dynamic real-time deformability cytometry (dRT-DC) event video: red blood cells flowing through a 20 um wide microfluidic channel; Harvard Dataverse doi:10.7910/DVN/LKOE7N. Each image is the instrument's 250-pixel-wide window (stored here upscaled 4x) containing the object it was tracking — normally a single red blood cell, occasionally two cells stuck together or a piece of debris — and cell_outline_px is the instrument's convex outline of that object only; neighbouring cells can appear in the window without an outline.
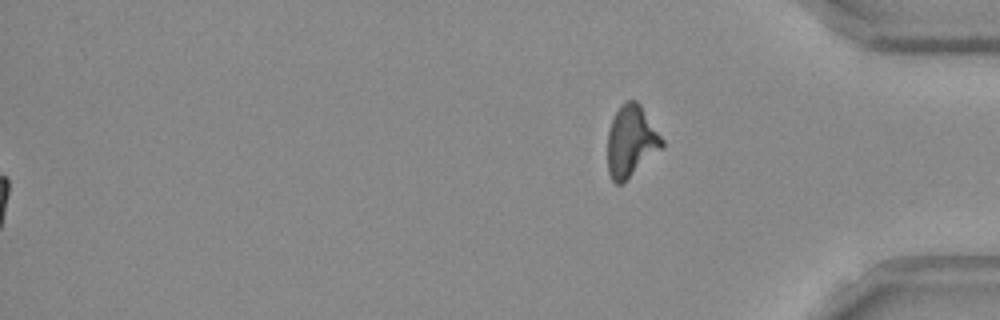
{"species": "Egyptian fruit bat (a non-hibernating species)", "species_latin": "Rousettus aegyptiacus", "temperature_condition": "room temperature", "stored_images_in_passage": 43, "segment_of_instrument_passage": [2, 2], "camera_frame_rate_fps": 3000, "um_per_image_px": 0.085, "frame": {"image": 1, "passage_image": 43, "time_ms": 14.0, "image_size_px": [1000, 320], "cell_outline_px": [[664, 144], [624, 184], [616, 184], [612, 180], [608, 172], [608, 132], [612, 120], [620, 104], [628, 100], [636, 100], [640, 104], [664, 140]], "centroid_in_image_um": [53.62, 12.01], "position_along_channel_um": 381.6, "area_um2": 22.48}}